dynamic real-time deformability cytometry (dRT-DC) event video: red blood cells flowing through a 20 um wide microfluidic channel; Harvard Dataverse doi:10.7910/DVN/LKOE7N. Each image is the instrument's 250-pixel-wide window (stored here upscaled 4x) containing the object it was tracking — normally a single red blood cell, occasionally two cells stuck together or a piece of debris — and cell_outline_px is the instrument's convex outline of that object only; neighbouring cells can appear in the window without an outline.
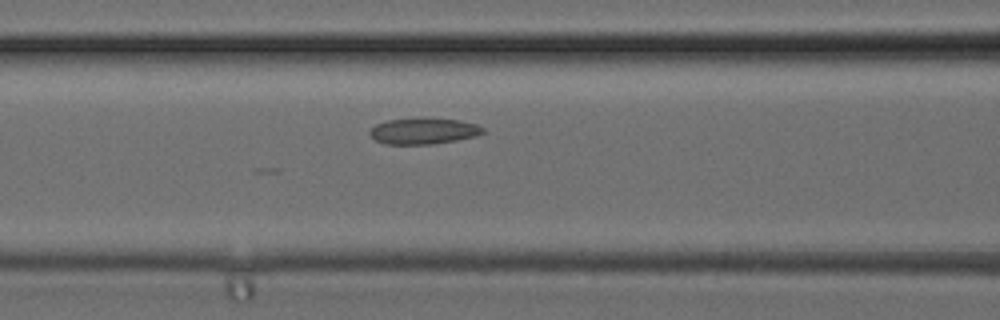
{"species": "common noctule bat (a hibernating species)", "species_latin": "Nyctalus noctula", "temperature_condition": "cold", "stored_images_in_passage": 28, "camera_frame_rate_fps": 3000, "um_per_image_px": 0.085, "animal": {"sex": "female", "body_mass_g": 24.6, "forearm_length_mm": 56.2}, "frame": {"image": 1, "passage_image": 8, "time_ms": 2.333, "image_size_px": [1000, 320], "cell_outline_px": [[484, 132], [476, 136], [456, 140], [432, 144], [384, 144], [376, 140], [368, 132], [376, 124], [388, 120], [424, 116], [460, 120], [476, 124], [484, 128]], "centroid_in_image_um": [36.01, 11.11], "position_along_channel_um": 130.6, "area_um2": 17.57}}
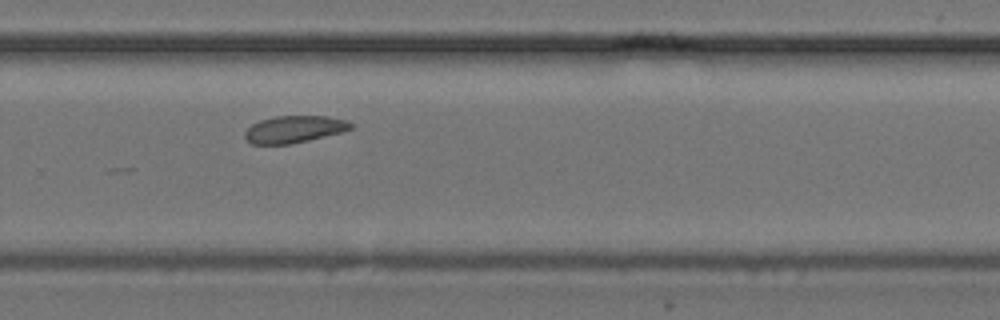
{"frame": {"image": 2, "passage_image": 17, "time_ms": 5.333, "image_size_px": [1000, 320], "cell_outline_px": [[352, 128], [344, 132], [308, 140], [288, 144], [252, 144], [244, 136], [244, 132], [252, 124], [260, 120], [276, 116], [328, 116], [344, 120], [352, 124]], "centroid_in_image_um": [25.0, 10.98], "position_along_channel_um": 304.8, "area_um2": 16.59}}
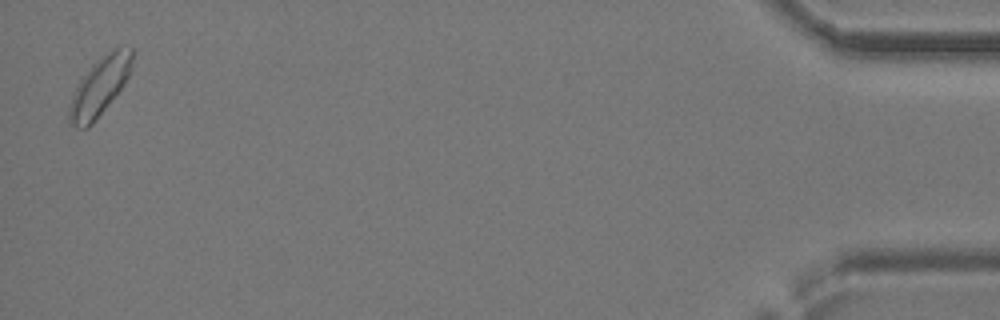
{"frame": {"image": 3, "passage_image": 28, "time_ms": 9.0, "image_size_px": [1000, 320], "cell_outline_px": [[132, 68], [124, 84], [92, 124], [88, 128], [80, 128], [68, 124], [68, 104], [80, 80], [92, 64], [108, 52], [116, 48], [132, 48]], "centroid_in_image_um": [8.44, 7.39], "position_along_channel_um": 426.8, "area_um2": 21.04}}